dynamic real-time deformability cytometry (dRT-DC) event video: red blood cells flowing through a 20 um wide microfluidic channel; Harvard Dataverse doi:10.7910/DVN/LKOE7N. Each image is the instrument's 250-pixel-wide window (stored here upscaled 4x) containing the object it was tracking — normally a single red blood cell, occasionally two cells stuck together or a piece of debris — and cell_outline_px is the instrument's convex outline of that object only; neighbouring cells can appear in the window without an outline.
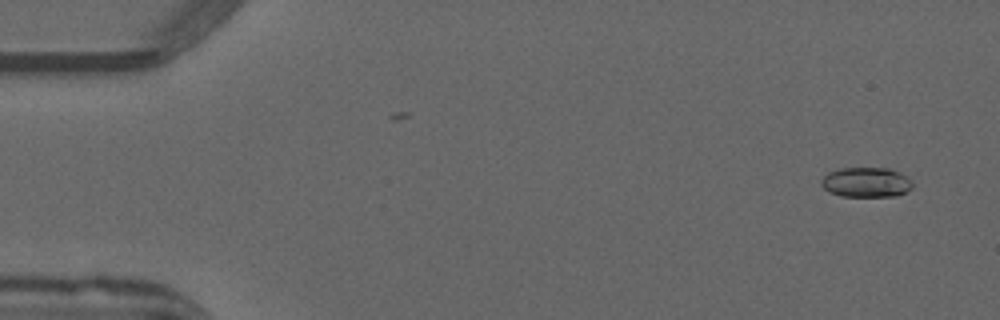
{"species": "common noctule bat (a hibernating species)", "species_latin": "Nyctalus noctula", "temperature_condition": "warm", "stored_images_in_passage": 51, "camera_frame_rate_fps": 3000, "um_per_image_px": 0.085, "animal": {"sex": "male", "forearm_length_mm": 52.5}, "frame": {"image": 1, "passage_image": 2, "time_ms": 0.333, "image_size_px": [1000, 320], "cell_outline_px": [[912, 188], [896, 196], [840, 196], [828, 192], [820, 184], [820, 180], [828, 172], [840, 168], [888, 168], [908, 176], [912, 180]], "centroid_in_image_um": [73.61, 15.49], "position_along_channel_um": 11.4, "area_um2": 16.01}}
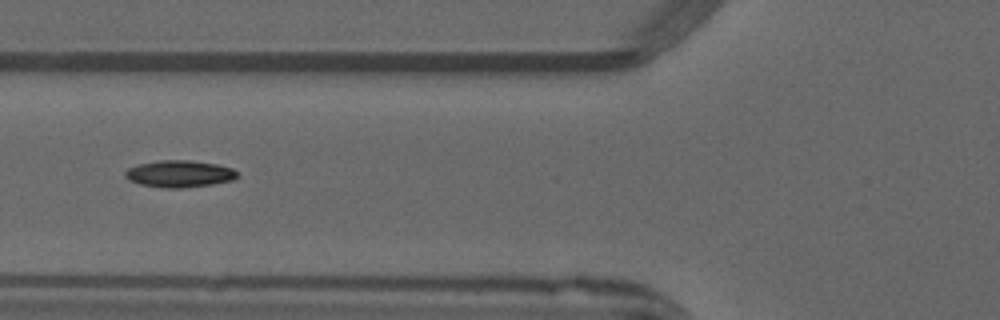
{"frame": {"image": 2, "passage_image": 19, "time_ms": 6.0, "image_size_px": [1000, 320], "cell_outline_px": [[236, 180], [212, 184], [180, 188], [164, 188], [140, 184], [128, 180], [124, 176], [124, 172], [128, 168], [136, 164], [160, 160], [188, 160], [216, 164], [232, 168], [236, 172]], "centroid_in_image_um": [15.21, 14.77], "position_along_channel_um": 110.6, "area_um2": 17.63}}
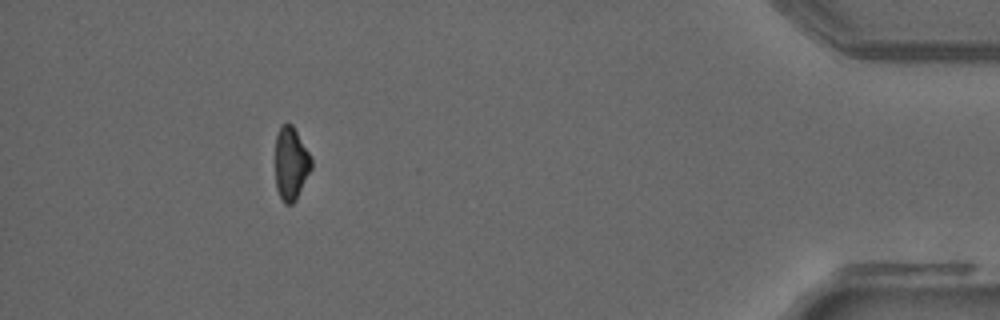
{"frame": {"image": 3, "passage_image": 46, "time_ms": 15.0, "image_size_px": [1000, 320], "cell_outline_px": [[312, 168], [296, 200], [292, 204], [284, 204], [276, 188], [276, 136], [280, 124], [288, 120], [292, 124], [312, 156]], "centroid_in_image_um": [24.74, 13.85], "position_along_channel_um": 410.5, "area_um2": 15.66}}